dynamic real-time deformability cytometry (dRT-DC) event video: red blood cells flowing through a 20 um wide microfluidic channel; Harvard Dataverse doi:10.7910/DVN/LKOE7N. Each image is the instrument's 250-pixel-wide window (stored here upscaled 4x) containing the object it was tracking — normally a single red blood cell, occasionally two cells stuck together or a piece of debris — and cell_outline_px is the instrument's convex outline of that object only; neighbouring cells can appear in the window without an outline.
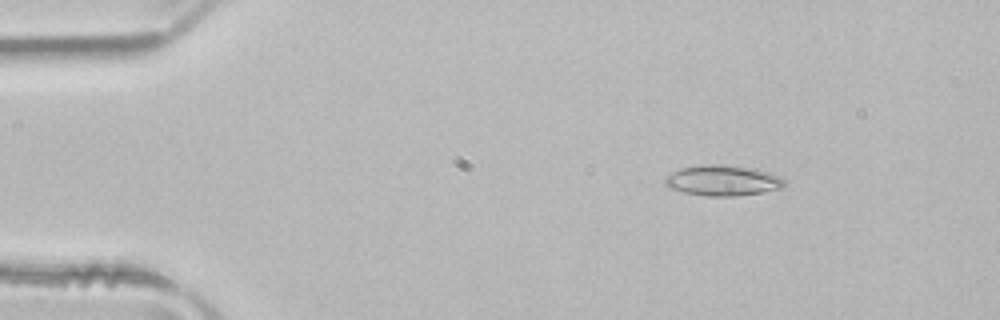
{"species": "common noctule bat (a hibernating species)", "species_latin": "Nyctalus noctula", "temperature_condition": "room temperature", "stored_images_in_passage": 45, "camera_frame_rate_fps": 3000, "um_per_image_px": 0.085, "animal": {"sex": "male", "body_mass_g": 21.5, "forearm_length_mm": 52.0}, "frame": {"image": 1, "passage_image": 2, "time_ms": 0.333, "image_size_px": [1000, 320], "cell_outline_px": [[784, 188], [764, 192], [736, 196], [708, 196], [684, 192], [668, 188], [664, 184], [664, 180], [672, 172], [680, 168], [704, 164], [724, 164], [756, 168], [780, 176], [784, 180]], "centroid_in_image_um": [61.45, 15.33], "position_along_channel_um": 23.6, "area_um2": 21.5}}
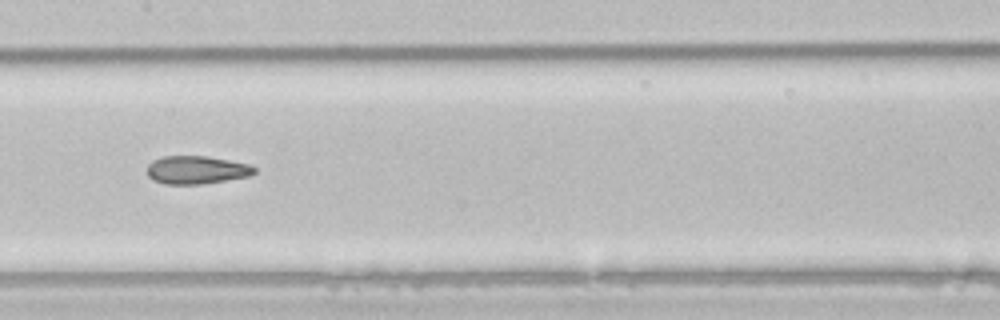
{"frame": {"image": 2, "passage_image": 20, "time_ms": 6.333, "image_size_px": [1000, 320], "cell_outline_px": [[256, 172], [252, 176], [200, 184], [164, 184], [152, 180], [148, 176], [148, 164], [152, 160], [164, 156], [208, 156], [248, 164], [256, 168]], "centroid_in_image_um": [16.7, 14.44], "position_along_channel_um": 190.7, "area_um2": 17.63}}
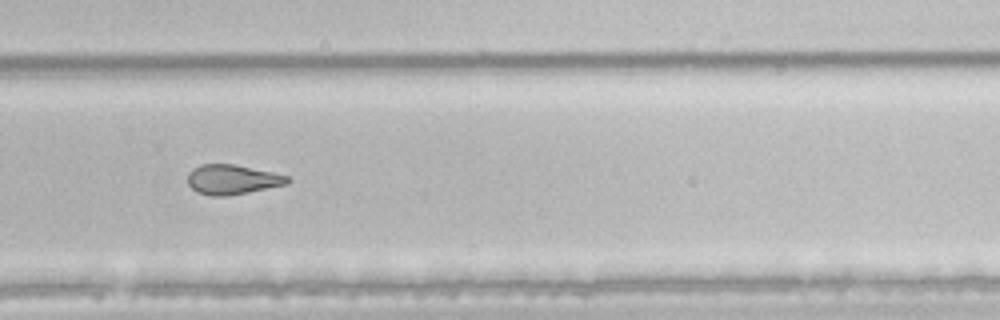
{"frame": {"image": 3, "passage_image": 29, "time_ms": 9.333, "image_size_px": [1000, 320], "cell_outline_px": [[292, 180], [288, 184], [228, 196], [212, 196], [196, 192], [188, 184], [188, 172], [192, 168], [200, 164], [236, 164], [272, 172], [288, 176]], "centroid_in_image_um": [19.74, 15.25], "position_along_channel_um": 310.1, "area_um2": 17.46}, "authors_computed_cell_mechanics": {"area_um2": 18.785, "velocity_mm_per_s": 3.9931, "shape_relaxation_time_tau1_ms": 7.8868, "shape_relaxation_time_tau2_ms": 2.6008, "deformation_change_tau1": 0.1777, "deformation_change_tau2": 0.1082}}